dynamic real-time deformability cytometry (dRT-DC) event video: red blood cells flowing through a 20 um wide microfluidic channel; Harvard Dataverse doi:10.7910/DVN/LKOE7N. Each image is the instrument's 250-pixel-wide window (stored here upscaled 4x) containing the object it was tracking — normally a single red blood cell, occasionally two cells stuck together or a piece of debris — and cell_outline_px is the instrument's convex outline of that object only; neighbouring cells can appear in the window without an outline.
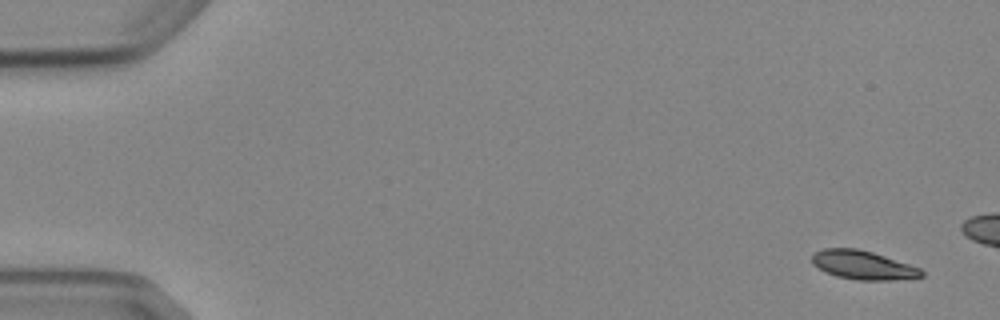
{"species": "Egyptian fruit bat (a non-hibernating species)", "species_latin": "Rousettus aegyptiacus", "temperature_condition": "cold", "stored_images_in_passage": 5, "camera_frame_rate_fps": 3000, "um_per_image_px": 0.085, "animal": {"sex": "female"}, "frame": {"image": 1, "passage_image": 1, "time_ms": 0.0, "image_size_px": [1000, 320], "cell_outline_px": [[924, 276], [892, 280], [856, 280], [836, 276], [812, 264], [812, 256], [816, 252], [824, 248], [856, 248], [872, 252], [920, 268], [924, 272]], "centroid_in_image_um": [73.35, 22.53], "position_along_channel_um": 11.6, "area_um2": 18.09}}